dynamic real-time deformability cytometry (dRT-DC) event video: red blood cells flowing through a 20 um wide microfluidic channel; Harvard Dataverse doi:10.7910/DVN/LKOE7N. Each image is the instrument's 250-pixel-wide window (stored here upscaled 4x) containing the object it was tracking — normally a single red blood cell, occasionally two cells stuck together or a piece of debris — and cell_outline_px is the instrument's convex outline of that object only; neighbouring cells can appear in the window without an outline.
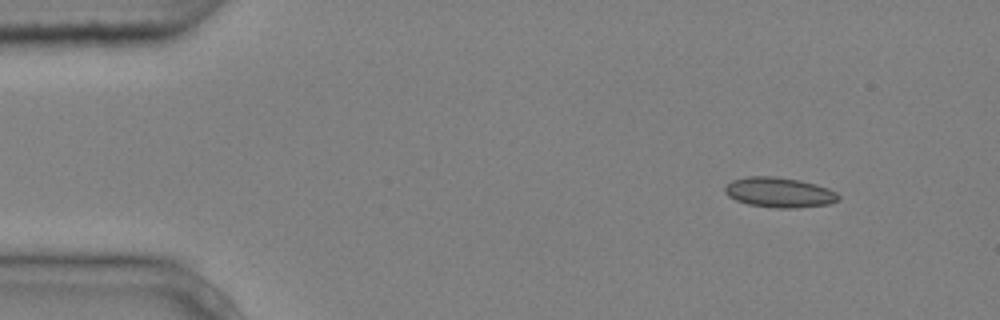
{"species": "common noctule bat (a hibernating species)", "species_latin": "Nyctalus noctula", "temperature_condition": "cold", "stored_images_in_passage": 3, "camera_frame_rate_fps": 3000, "um_per_image_px": 0.085, "animal": {"sex": "male", "body_mass_g": 20.4}, "frame": {"image": 1, "passage_image": 1, "time_ms": 0.0, "image_size_px": [1000, 320], "cell_outline_px": [[840, 200], [828, 204], [796, 208], [780, 208], [748, 204], [736, 200], [728, 196], [724, 192], [724, 188], [732, 180], [748, 176], [776, 176], [800, 180], [816, 184], [828, 188], [836, 192], [840, 196]], "centroid_in_image_um": [66.25, 16.35], "position_along_channel_um": 18.7, "area_um2": 19.94}}
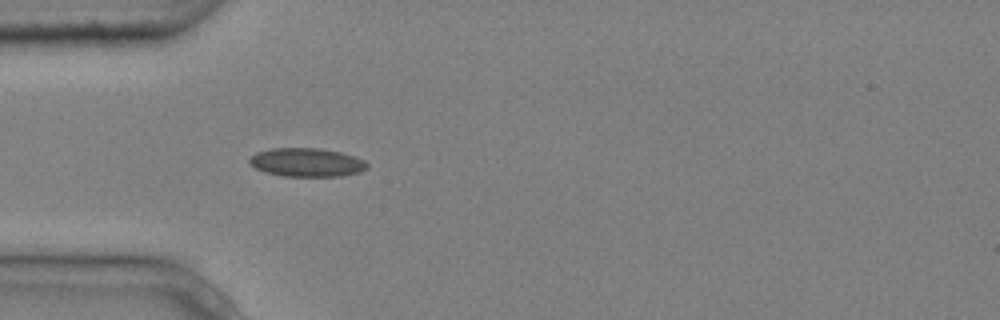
{"frame": {"image": 2, "passage_image": 3, "time_ms": 0.667, "image_size_px": [1000, 320], "cell_outline_px": [[368, 168], [360, 172], [340, 176], [284, 176], [264, 172], [248, 164], [248, 160], [256, 152], [272, 148], [320, 148], [340, 152], [356, 156], [364, 160], [368, 164]], "centroid_in_image_um": [26.07, 13.8], "position_along_channel_um": 58.9, "area_um2": 19.77}}